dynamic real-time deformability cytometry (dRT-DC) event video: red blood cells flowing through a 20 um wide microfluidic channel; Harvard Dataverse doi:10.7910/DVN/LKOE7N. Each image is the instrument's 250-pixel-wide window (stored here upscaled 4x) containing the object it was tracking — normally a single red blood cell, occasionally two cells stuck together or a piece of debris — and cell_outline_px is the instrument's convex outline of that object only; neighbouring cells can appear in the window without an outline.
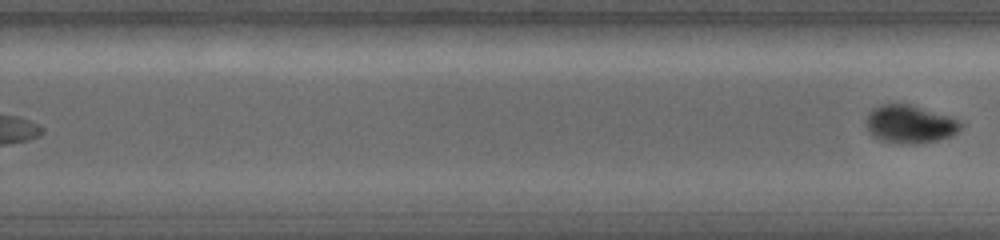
{"species": "common noctule bat (a hibernating species)", "species_latin": "Nyctalus noctula", "temperature_condition": "warm", "stored_images_in_passage": 12, "segment_of_instrument_passage": [2, 2], "camera_frame_rate_fps": 5000, "um_per_image_px": 0.085, "animal": {"sex": "female", "body_mass_g": 19.0, "forearm_length_mm": 56.7}, "frame": {"image": 1, "passage_image": 12, "time_ms": 9.4, "image_size_px": [1000, 240], "cell_outline_px": [[964, 124], [952, 136], [940, 140], [916, 144], [900, 144], [880, 140], [872, 136], [868, 132], [864, 120], [868, 112], [880, 104], [908, 104], [948, 116], [960, 120]], "centroid_in_image_um": [77.3, 10.57], "position_along_channel_um": 252.5, "area_um2": 21.21}}